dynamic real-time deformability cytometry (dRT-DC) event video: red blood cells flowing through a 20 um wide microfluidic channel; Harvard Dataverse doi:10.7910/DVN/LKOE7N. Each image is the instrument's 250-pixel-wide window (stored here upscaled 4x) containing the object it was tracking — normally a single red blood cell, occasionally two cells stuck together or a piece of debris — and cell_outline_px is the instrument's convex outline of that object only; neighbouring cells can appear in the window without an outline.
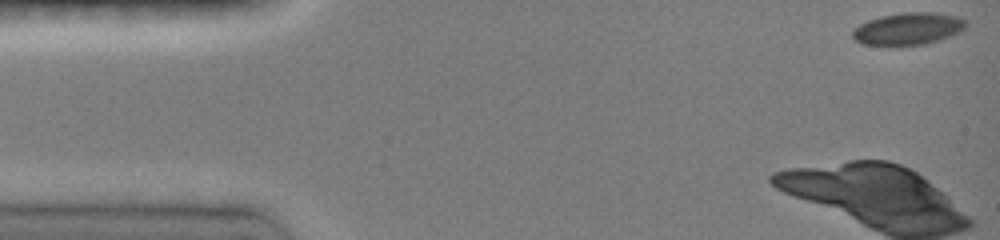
{"species": "common noctule bat (a hibernating species)", "species_latin": "Nyctalus noctula", "temperature_condition": "room temperature", "stored_images_in_passage": 33, "camera_frame_rate_fps": 3000, "um_per_image_px": 0.085, "animal": {"sex": "female", "body_mass_g": 19.0, "forearm_length_mm": 51.5}, "frame": {"image": 1, "passage_image": 1, "time_ms": 0.0, "image_size_px": [1000, 240], "cell_outline_px": [[968, 24], [960, 32], [940, 40], [924, 44], [888, 48], [860, 44], [852, 36], [852, 32], [860, 24], [868, 20], [880, 16], [900, 12], [932, 12], [960, 16], [968, 20]], "centroid_in_image_um": [77.19, 2.47], "position_along_channel_um": 7.8, "area_um2": 22.14}}